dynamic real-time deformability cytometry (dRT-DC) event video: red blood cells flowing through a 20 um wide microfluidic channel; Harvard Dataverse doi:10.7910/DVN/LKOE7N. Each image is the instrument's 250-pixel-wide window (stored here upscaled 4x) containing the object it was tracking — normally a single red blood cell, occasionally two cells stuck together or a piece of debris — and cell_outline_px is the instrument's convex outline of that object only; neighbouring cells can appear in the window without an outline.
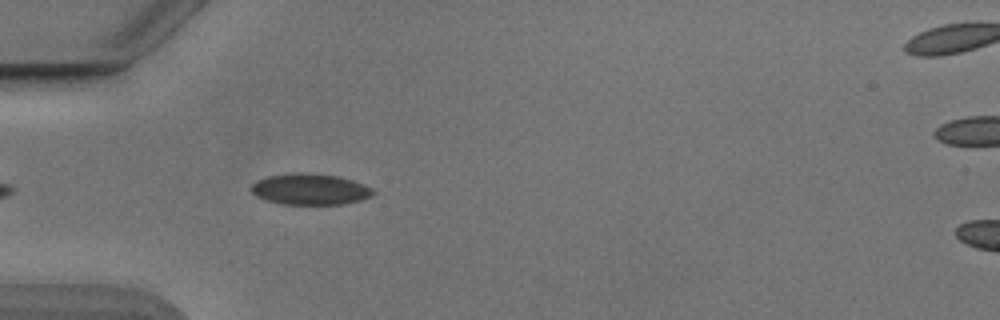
{"species": "Egyptian fruit bat (a non-hibernating species)", "species_latin": "Rousettus aegyptiacus", "temperature_condition": "cold", "stored_images_in_passage": 40, "camera_frame_rate_fps": 3000, "um_per_image_px": 0.085, "animal": {"sex": "male"}, "frame": {"image": 1, "passage_image": 4, "time_ms": 1.0, "image_size_px": [1000, 320], "cell_outline_px": [[376, 192], [372, 196], [360, 200], [344, 204], [284, 204], [264, 200], [256, 196], [248, 188], [256, 180], [268, 176], [292, 172], [304, 172], [340, 176], [352, 180], [372, 188]], "centroid_in_image_um": [26.33, 16.07], "position_along_channel_um": 58.7, "area_um2": 22.37}}
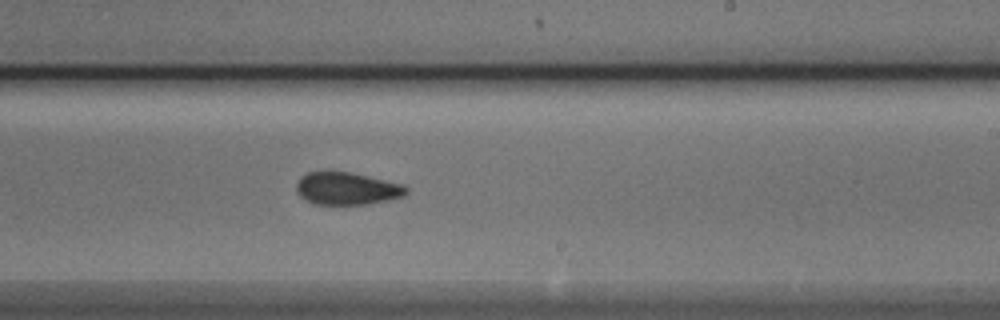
{"frame": {"image": 2, "passage_image": 20, "time_ms": 6.333, "image_size_px": [1000, 320], "cell_outline_px": [[408, 192], [404, 196], [388, 200], [368, 204], [312, 204], [300, 196], [296, 192], [296, 184], [300, 176], [308, 172], [324, 168], [332, 168], [352, 172], [400, 184], [408, 188]], "centroid_in_image_um": [29.4, 15.98], "position_along_channel_um": 259.6, "area_um2": 21.5}}
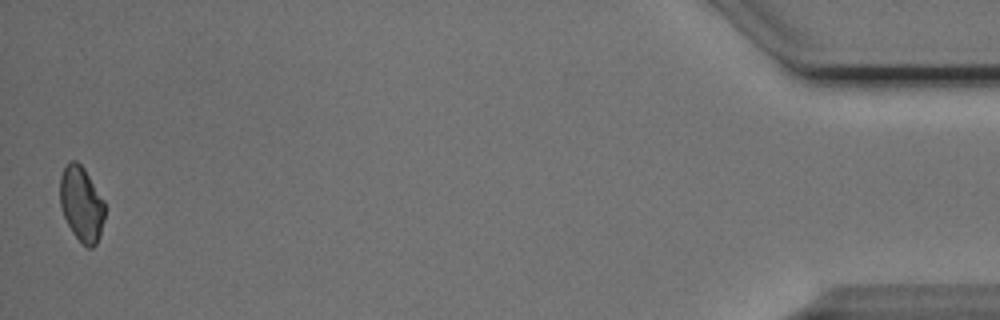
{"frame": {"image": 3, "passage_image": 40, "time_ms": 13.0, "image_size_px": [1000, 320], "cell_outline_px": [[104, 220], [100, 236], [96, 244], [92, 248], [88, 248], [72, 232], [64, 216], [60, 204], [60, 176], [68, 160], [76, 160], [84, 168], [104, 200]], "centroid_in_image_um": [6.93, 17.32], "position_along_channel_um": 428.3, "area_um2": 19.54}, "authors_computed_cell_mechanics": {"area_um2": 21.0103, "velocity_mm_per_s": 3.8767, "shape_relaxation_time_tau1_ms": 4.9294, "shape_relaxation_time_tau2_ms": 1.4833, "deformation_change_tau1": 0.0994, "deformation_change_tau2": 0.0659}}